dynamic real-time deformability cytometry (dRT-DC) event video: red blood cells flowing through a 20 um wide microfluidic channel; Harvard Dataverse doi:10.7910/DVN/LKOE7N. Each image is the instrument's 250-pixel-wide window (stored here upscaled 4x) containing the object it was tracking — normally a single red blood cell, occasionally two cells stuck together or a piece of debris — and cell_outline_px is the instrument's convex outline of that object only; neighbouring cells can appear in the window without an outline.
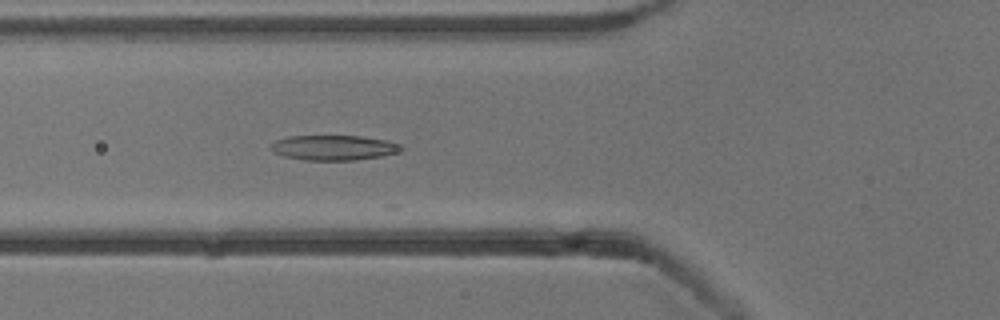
{"species": "common noctule bat (a hibernating species)", "species_latin": "Nyctalus noctula", "temperature_condition": "cold", "stored_images_in_passage": 23, "camera_frame_rate_fps": 3000, "um_per_image_px": 0.085, "animal": {"sex": "male", "body_mass_g": 13.3}, "frame": {"image": 1, "passage_image": 19, "time_ms": 6.0, "image_size_px": [1000, 320], "cell_outline_px": [[404, 148], [396, 152], [380, 156], [356, 160], [304, 160], [284, 156], [268, 148], [276, 140], [288, 136], [360, 136], [384, 140], [396, 144]], "centroid_in_image_um": [28.3, 12.55], "position_along_channel_um": 97.5, "area_um2": 18.67}}
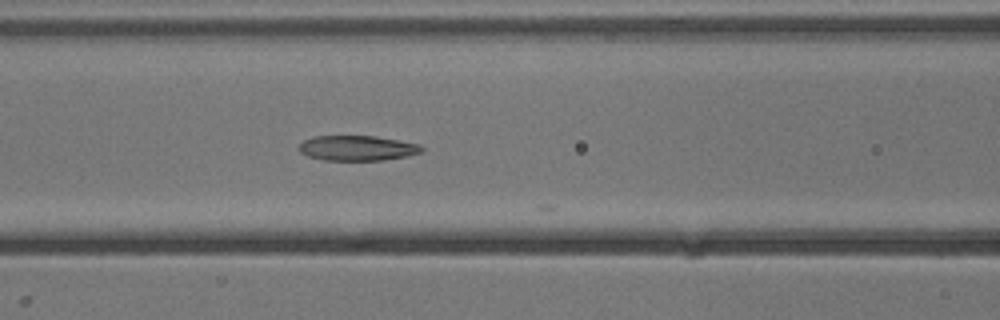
{"frame": {"image": 2, "passage_image": 22, "time_ms": 7.0, "image_size_px": [1000, 320], "cell_outline_px": [[424, 152], [408, 156], [384, 160], [324, 160], [308, 156], [300, 152], [296, 148], [304, 140], [312, 136], [376, 136], [400, 140], [420, 144], [424, 148]], "centroid_in_image_um": [30.39, 12.58], "position_along_channel_um": 136.2, "area_um2": 18.21}}